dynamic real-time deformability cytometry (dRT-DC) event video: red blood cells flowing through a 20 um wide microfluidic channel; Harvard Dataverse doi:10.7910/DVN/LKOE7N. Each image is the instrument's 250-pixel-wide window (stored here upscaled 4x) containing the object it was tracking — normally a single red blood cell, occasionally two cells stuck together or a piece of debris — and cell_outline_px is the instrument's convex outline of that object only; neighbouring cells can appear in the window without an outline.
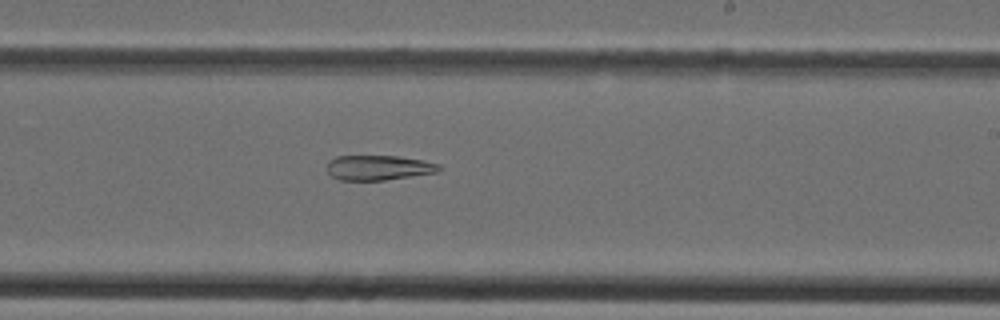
{"species": "Egyptian fruit bat (a non-hibernating species)", "species_latin": "Rousettus aegyptiacus", "temperature_condition": "cold", "stored_images_in_passage": 27, "camera_frame_rate_fps": 3000, "um_per_image_px": 0.085, "animal": {"sex": "female"}, "frame": {"image": 1, "passage_image": 12, "time_ms": 3.667, "image_size_px": [1000, 320], "cell_outline_px": [[444, 168], [436, 172], [412, 176], [384, 180], [340, 180], [332, 176], [328, 172], [328, 160], [336, 156], [396, 156], [424, 160], [440, 164]], "centroid_in_image_um": [32.2, 14.25], "position_along_channel_um": 256.8, "area_um2": 16.3}}
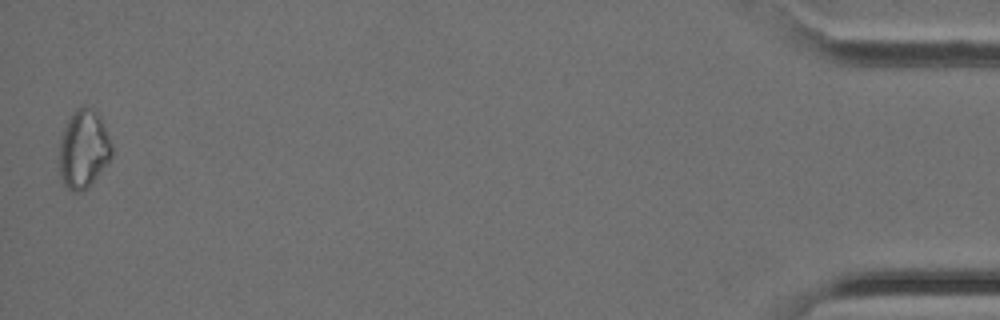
{"frame": {"image": 2, "passage_image": 27, "time_ms": 8.667, "image_size_px": [1000, 320], "cell_outline_px": [[112, 156], [108, 164], [88, 188], [80, 192], [72, 192], [64, 184], [60, 176], [60, 136], [68, 120], [76, 108], [88, 108], [96, 112], [100, 116], [112, 144]], "centroid_in_image_um": [7.11, 12.72], "position_along_channel_um": 428.1, "area_um2": 23.93}}